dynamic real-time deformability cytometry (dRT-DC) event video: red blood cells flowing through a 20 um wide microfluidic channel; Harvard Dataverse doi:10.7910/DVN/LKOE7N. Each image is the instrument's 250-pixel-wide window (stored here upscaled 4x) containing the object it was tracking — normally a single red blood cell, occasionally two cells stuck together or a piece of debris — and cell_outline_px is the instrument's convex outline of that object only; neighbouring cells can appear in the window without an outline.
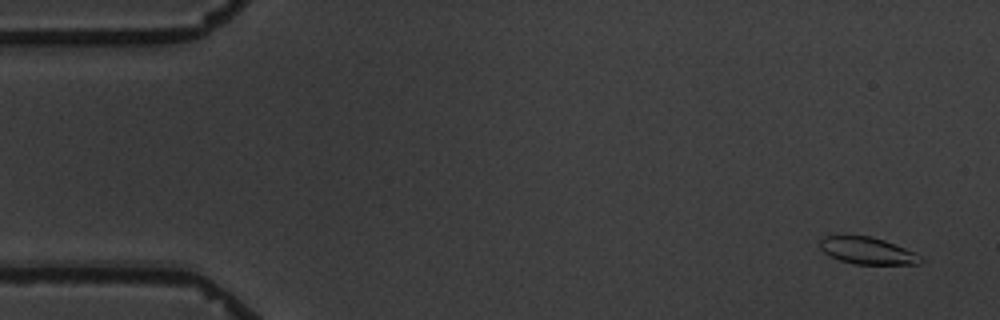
{"species": "common noctule bat (a hibernating species)", "species_latin": "Nyctalus noctula", "temperature_condition": "warm", "stored_images_in_passage": 5, "camera_frame_rate_fps": 3000, "um_per_image_px": 0.085, "animal": {"sex": "male", "body_mass_g": 19.5, "forearm_length_mm": 54.6}, "frame": {"image": 1, "passage_image": 1, "time_ms": 0.0, "image_size_px": [1000, 320], "cell_outline_px": [[924, 260], [920, 264], [856, 264], [840, 260], [828, 256], [820, 248], [820, 240], [824, 236], [872, 236], [884, 240], [916, 252]], "centroid_in_image_um": [73.75, 21.31], "position_along_channel_um": 11.3, "area_um2": 15.84}}